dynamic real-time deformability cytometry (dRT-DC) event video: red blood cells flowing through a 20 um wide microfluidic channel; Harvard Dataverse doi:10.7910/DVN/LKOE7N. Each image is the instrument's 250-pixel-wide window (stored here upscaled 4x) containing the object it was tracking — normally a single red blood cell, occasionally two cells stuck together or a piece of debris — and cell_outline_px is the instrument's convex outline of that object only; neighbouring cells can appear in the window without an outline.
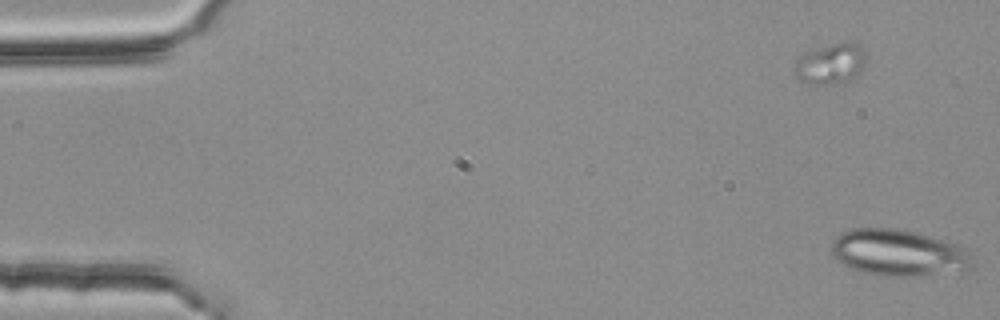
{"species": "common noctule bat (a hibernating species)", "species_latin": "Nyctalus noctula", "temperature_condition": "room temperature", "stored_images_in_passage": 6, "segment_of_instrument_passage": [2, 2], "camera_frame_rate_fps": 3000, "um_per_image_px": 0.085, "animal": {"sex": "female", "body_mass_g": 25.1}, "frame": {"image": 1, "passage_image": 6, "time_ms": 1.667, "image_size_px": [1000, 320], "cell_outline_px": [[972, 268], [916, 276], [880, 276], [864, 272], [852, 268], [844, 264], [832, 252], [832, 240], [840, 232], [852, 228], [896, 228], [916, 232], [956, 244], [964, 248], [972, 264]], "centroid_in_image_um": [76.31, 21.46], "position_along_channel_um": 8.7, "area_um2": 37.57}}